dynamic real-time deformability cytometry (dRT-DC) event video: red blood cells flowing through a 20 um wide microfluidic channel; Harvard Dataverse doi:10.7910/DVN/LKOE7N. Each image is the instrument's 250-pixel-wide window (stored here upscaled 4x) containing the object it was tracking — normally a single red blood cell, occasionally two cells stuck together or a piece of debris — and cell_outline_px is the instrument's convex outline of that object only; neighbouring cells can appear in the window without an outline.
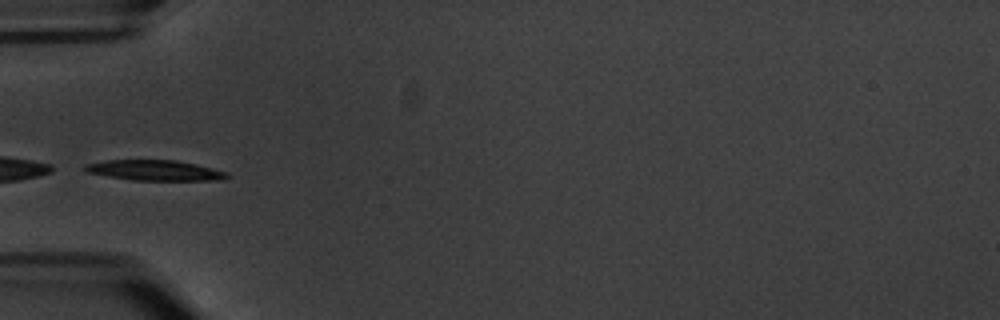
{"species": "common noctule bat (a hibernating species)", "species_latin": "Nyctalus noctula", "temperature_condition": "warm", "stored_images_in_passage": 10, "segment_of_instrument_passage": [2, 2], "camera_frame_rate_fps": 3000, "um_per_image_px": 0.085, "animal": {"sex": "male", "body_mass_g": 20.1, "forearm_length_mm": 53.5}, "frame": {"image": 1, "passage_image": 7, "time_ms": 7.0, "image_size_px": [1000, 320], "cell_outline_px": [[228, 176], [224, 180], [132, 180], [108, 176], [88, 172], [80, 168], [84, 164], [104, 160], [176, 160], [196, 164], [228, 172]], "centroid_in_image_um": [13.13, 14.47], "position_along_channel_um": 71.9, "area_um2": 16.94}}
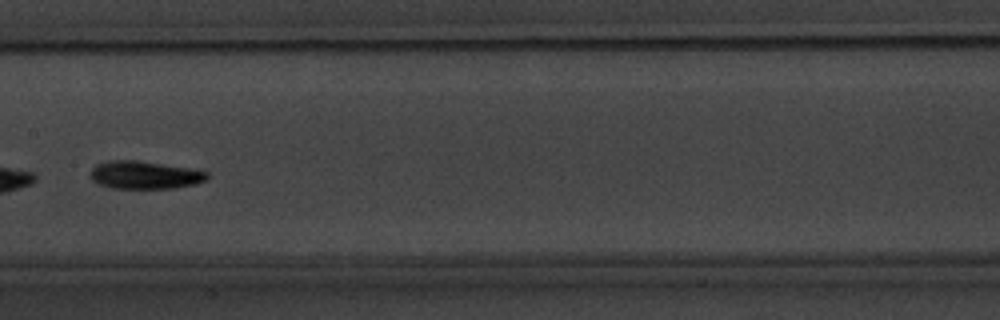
{"frame": {"image": 2, "passage_image": 10, "time_ms": 10.667, "image_size_px": [1000, 320], "cell_outline_px": [[208, 180], [196, 184], [172, 188], [112, 188], [100, 184], [92, 180], [92, 168], [96, 164], [108, 160], [136, 160], [188, 168], [208, 172]], "centroid_in_image_um": [12.31, 14.87], "position_along_channel_um": 195.1, "area_um2": 18.79}}